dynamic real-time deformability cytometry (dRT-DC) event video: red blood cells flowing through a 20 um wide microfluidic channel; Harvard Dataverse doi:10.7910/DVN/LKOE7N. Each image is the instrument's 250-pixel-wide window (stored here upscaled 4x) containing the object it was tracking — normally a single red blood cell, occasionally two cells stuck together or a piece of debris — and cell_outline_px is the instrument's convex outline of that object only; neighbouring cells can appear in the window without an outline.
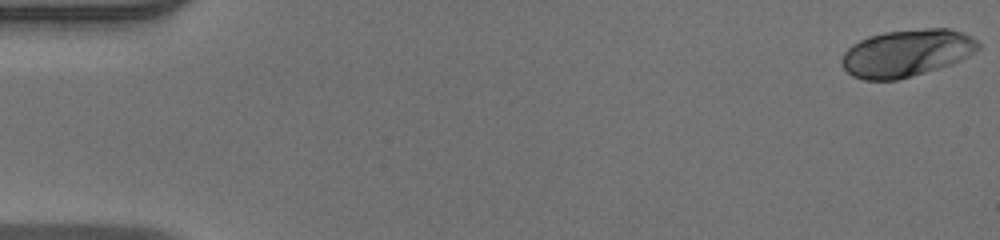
{"species": "human", "species_latin": "Homo sapiens", "temperature_condition": "warm", "stored_images_in_passage": 52, "camera_frame_rate_fps": 3000, "um_per_image_px": 0.085, "donor": {"sex": "male"}, "frame": {"image": 1, "passage_image": 1, "time_ms": 0.0, "image_size_px": [1000, 240], "cell_outline_px": [[980, 48], [976, 52], [952, 64], [912, 76], [896, 80], [864, 80], [852, 76], [840, 64], [840, 60], [844, 52], [852, 44], [868, 36], [884, 32], [924, 28], [948, 28], [972, 36], [980, 44]], "centroid_in_image_um": [77.05, 4.51], "position_along_channel_um": 7.9, "area_um2": 37.74}}
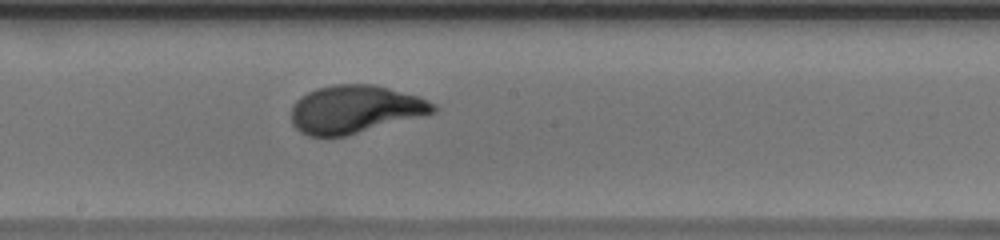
{"frame": {"image": 2, "passage_image": 29, "time_ms": 9.333, "image_size_px": [1000, 240], "cell_outline_px": [[440, 108], [436, 112], [344, 136], [308, 136], [300, 132], [292, 124], [292, 108], [296, 100], [300, 96], [316, 88], [332, 84], [372, 84], [388, 88], [416, 96], [428, 100], [436, 104]], "centroid_in_image_um": [30.16, 9.28], "position_along_channel_um": 218.0, "area_um2": 39.42}}
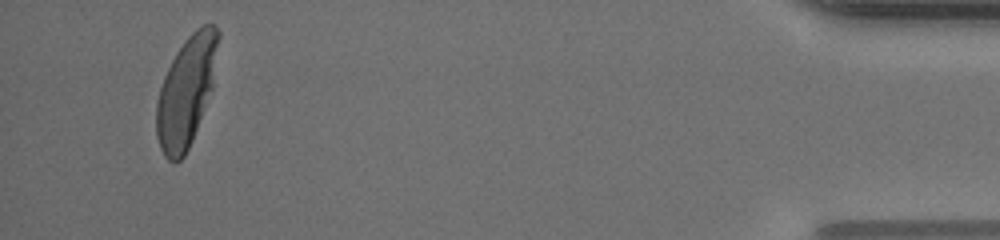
{"frame": {"image": 3, "passage_image": 50, "time_ms": 16.333, "image_size_px": [1000, 240], "cell_outline_px": [[220, 36], [212, 88], [192, 140], [184, 156], [180, 160], [168, 160], [164, 156], [160, 148], [156, 136], [156, 104], [160, 88], [164, 76], [176, 52], [188, 36], [196, 28], [204, 24], [216, 24], [220, 32]], "centroid_in_image_um": [15.84, 7.74], "position_along_channel_um": 419.4, "area_um2": 39.36}, "authors_computed_cell_mechanics": {"area_um2": 38.8705, "velocity_mm_per_s": 3.9446, "shape_relaxation_time_tau1_ms": 4.5501, "shape_relaxation_time_tau2_ms": null, "deformation_change_tau1": 0.2441, "deformation_change_tau2": null}}